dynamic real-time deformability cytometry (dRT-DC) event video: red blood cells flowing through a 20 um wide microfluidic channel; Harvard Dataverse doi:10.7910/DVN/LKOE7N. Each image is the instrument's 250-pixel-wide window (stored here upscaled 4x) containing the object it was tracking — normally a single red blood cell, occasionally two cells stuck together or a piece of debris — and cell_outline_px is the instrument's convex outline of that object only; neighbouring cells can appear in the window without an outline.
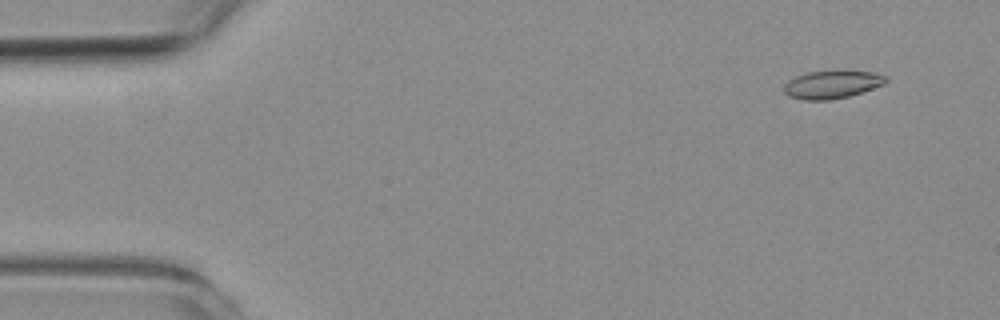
{"species": "common noctule bat (a hibernating species)", "species_latin": "Nyctalus noctula", "temperature_condition": "room temperature", "stored_images_in_passage": 52, "camera_frame_rate_fps": 3000, "um_per_image_px": 0.085, "animal": {"sex": "female", "body_mass_g": 19.3, "forearm_length_mm": 54.1}, "frame": {"image": 1, "passage_image": 1, "time_ms": 0.0, "image_size_px": [1000, 320], "cell_outline_px": [[888, 80], [884, 84], [848, 96], [828, 100], [804, 100], [788, 96], [784, 92], [784, 84], [788, 80], [796, 76], [808, 72], [844, 68], [876, 72], [888, 76]], "centroid_in_image_um": [70.75, 7.13], "position_along_channel_um": 14.2, "area_um2": 17.22}}
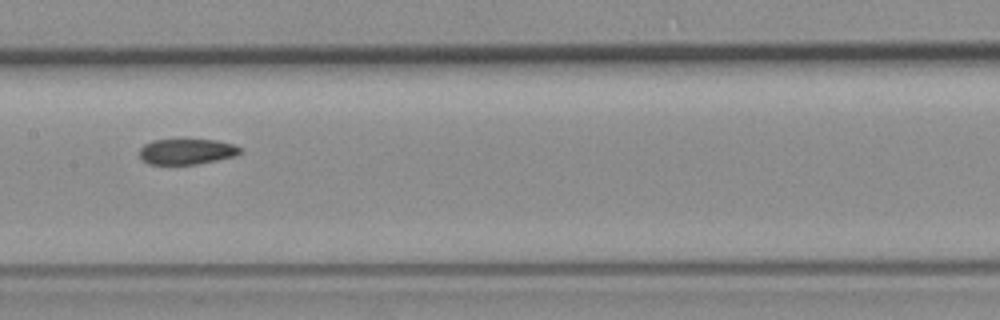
{"frame": {"image": 2, "passage_image": 24, "time_ms": 7.667, "image_size_px": [1000, 320], "cell_outline_px": [[240, 152], [236, 156], [196, 164], [148, 164], [140, 156], [140, 148], [144, 144], [152, 140], [216, 140], [232, 144], [240, 148]], "centroid_in_image_um": [15.85, 12.88], "position_along_channel_um": 191.5, "area_um2": 14.8}}
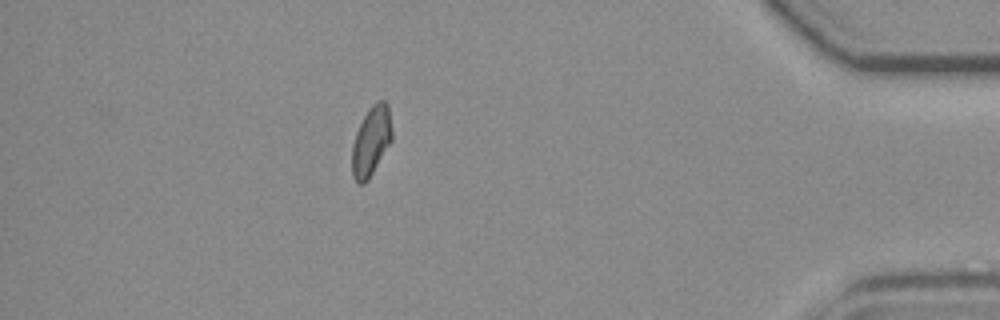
{"frame": {"image": 3, "passage_image": 45, "time_ms": 14.667, "image_size_px": [1000, 320], "cell_outline_px": [[392, 140], [368, 180], [364, 184], [356, 184], [352, 176], [352, 144], [356, 132], [364, 116], [372, 104], [376, 100], [384, 100], [388, 104], [392, 132]], "centroid_in_image_um": [31.54, 12.01], "position_along_channel_um": 403.7, "area_um2": 16.24}, "authors_computed_cell_mechanics": {"area_um2": 16.2996, "velocity_mm_per_s": 3.7512, "shape_relaxation_time_tau1_ms": null, "shape_relaxation_time_tau2_ms": 5.3657, "deformation_change_tau1": null, "deformation_change_tau2": 0.0912}}